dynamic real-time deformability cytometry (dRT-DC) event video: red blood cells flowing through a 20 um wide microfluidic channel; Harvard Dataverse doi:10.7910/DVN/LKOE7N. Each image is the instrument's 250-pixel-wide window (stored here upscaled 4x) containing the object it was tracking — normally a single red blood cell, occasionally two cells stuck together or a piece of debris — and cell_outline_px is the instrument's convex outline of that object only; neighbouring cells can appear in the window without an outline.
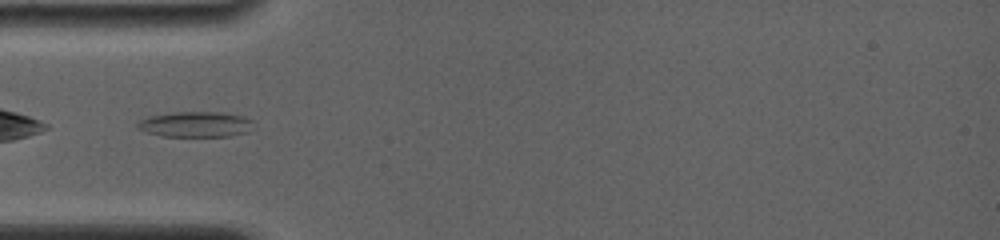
{"species": "common noctule bat (a hibernating species)", "species_latin": "Nyctalus noctula", "temperature_condition": "room temperature", "stored_images_in_passage": 16, "camera_frame_rate_fps": 4000, "um_per_image_px": 0.085, "animal": {"sex": "female", "body_mass_g": 19.0, "forearm_length_mm": 56.7}, "frame": {"image": 1, "passage_image": 1, "time_ms": 0.0, "image_size_px": [1000, 240], "cell_outline_px": [[252, 120], [248, 132], [228, 136], [164, 136], [148, 132], [136, 128], [136, 124], [140, 120], [148, 116], [172, 112], [220, 112], [240, 116]], "centroid_in_image_um": [16.56, 10.56], "position_along_channel_um": 68.4, "area_um2": 16.99}}
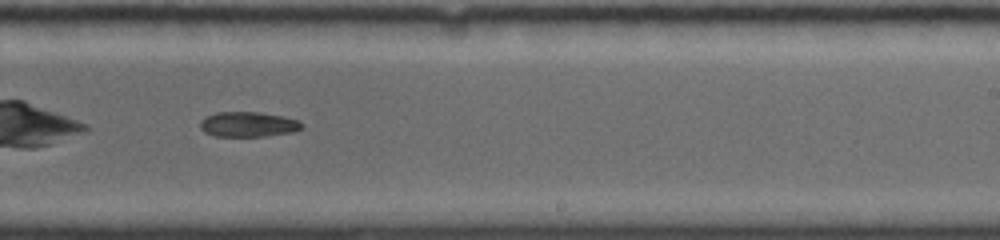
{"frame": {"image": 2, "passage_image": 10, "time_ms": 5.25, "image_size_px": [1000, 240], "cell_outline_px": [[304, 128], [292, 132], [264, 136], [216, 136], [204, 132], [200, 128], [200, 120], [204, 116], [216, 112], [256, 112], [280, 116], [300, 120], [304, 124]], "centroid_in_image_um": [21.08, 10.57], "position_along_channel_um": 267.9, "area_um2": 14.91}}
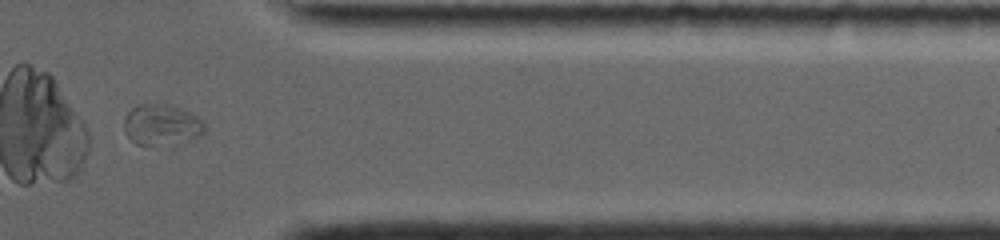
{"frame": {"image": 3, "passage_image": 16, "time_ms": 8.75, "image_size_px": [1000, 240], "cell_outline_px": [[208, 128], [204, 132], [188, 140], [176, 144], [136, 144], [124, 132], [124, 116], [132, 108], [140, 104], [168, 104], [180, 108], [204, 120]], "centroid_in_image_um": [13.75, 10.59], "position_along_channel_um": 397.6, "area_um2": 19.19}}